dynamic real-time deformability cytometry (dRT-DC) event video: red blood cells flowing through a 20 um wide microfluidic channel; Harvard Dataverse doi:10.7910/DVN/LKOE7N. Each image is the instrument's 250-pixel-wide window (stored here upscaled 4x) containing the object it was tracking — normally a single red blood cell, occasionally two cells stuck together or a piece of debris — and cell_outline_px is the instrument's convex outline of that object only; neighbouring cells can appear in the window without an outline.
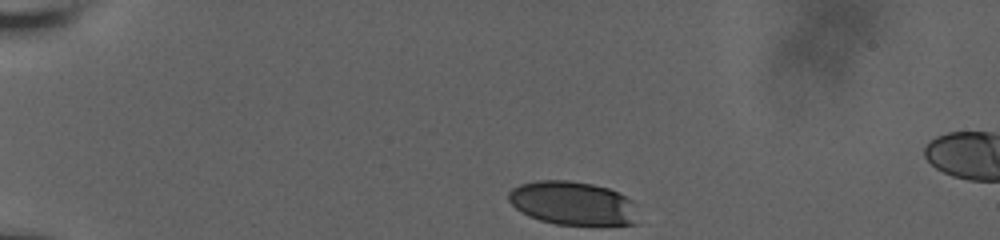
{"species": "human", "species_latin": "Homo sapiens", "temperature_condition": "room temperature", "stored_images_in_passage": 36, "camera_frame_rate_fps": 3000, "um_per_image_px": 0.085, "donor": {"sex": "male"}, "frame": {"image": 1, "passage_image": 1, "time_ms": 0.0, "image_size_px": [1000, 240], "cell_outline_px": [[640, 224], [556, 224], [540, 220], [528, 216], [520, 212], [508, 200], [508, 192], [512, 188], [520, 184], [536, 180], [568, 180], [592, 184], [608, 188], [632, 200]], "centroid_in_image_um": [48.66, 17.27], "position_along_channel_um": 36.3, "area_um2": 32.89}}
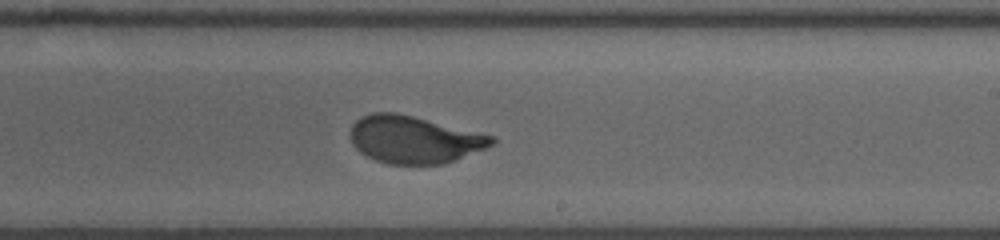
{"frame": {"image": 2, "passage_image": 24, "time_ms": 7.667, "image_size_px": [1000, 240], "cell_outline_px": [[496, 140], [492, 144], [484, 148], [456, 160], [444, 164], [388, 164], [376, 160], [360, 152], [352, 144], [352, 124], [356, 120], [372, 112], [396, 112], [480, 132], [496, 136]], "centroid_in_image_um": [35.22, 11.86], "position_along_channel_um": 253.8, "area_um2": 38.84}}
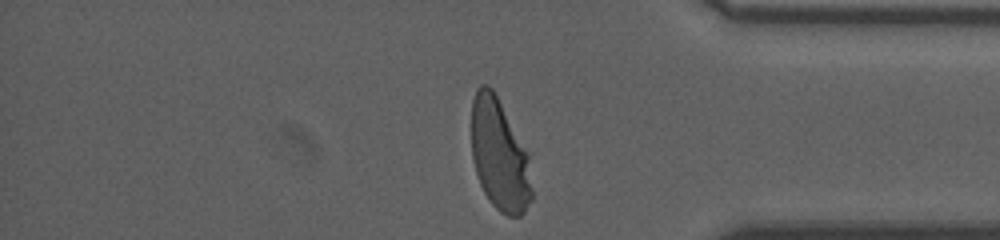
{"frame": {"image": 3, "passage_image": 36, "time_ms": 11.667, "image_size_px": [1000, 240], "cell_outline_px": [[532, 200], [524, 212], [520, 216], [508, 216], [500, 212], [492, 204], [484, 192], [480, 184], [472, 160], [472, 100], [476, 88], [480, 84], [488, 84], [492, 88], [532, 152]], "centroid_in_image_um": [42.52, 13.14], "position_along_channel_um": 392.7, "area_um2": 40.81}, "authors_computed_cell_mechanics": {"area_um2": 39.1884, "velocity_mm_per_s": 3.7901, "shape_relaxation_time_tau1_ms": 3.914, "shape_relaxation_time_tau2_ms": null, "deformation_change_tau1": 0.181, "deformation_change_tau2": null}}